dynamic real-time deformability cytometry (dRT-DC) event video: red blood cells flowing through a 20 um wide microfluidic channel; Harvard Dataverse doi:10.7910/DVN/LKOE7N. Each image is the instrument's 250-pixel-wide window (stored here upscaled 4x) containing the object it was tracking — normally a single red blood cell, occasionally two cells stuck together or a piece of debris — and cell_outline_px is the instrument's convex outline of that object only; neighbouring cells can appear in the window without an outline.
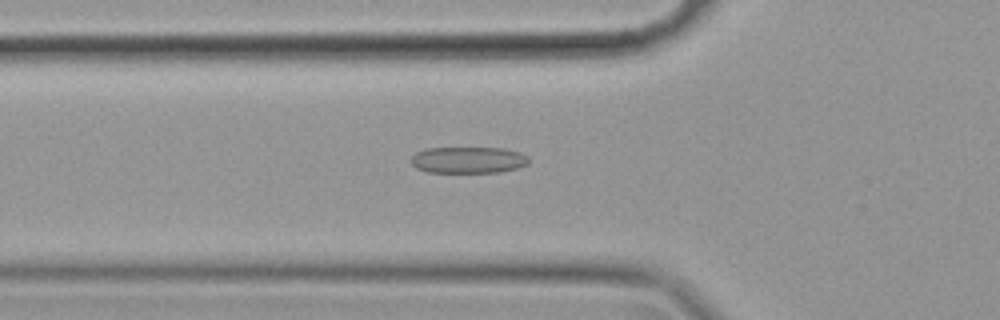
{"species": "common noctule bat (a hibernating species)", "species_latin": "Nyctalus noctula", "temperature_condition": "cold", "stored_images_in_passage": 57, "camera_frame_rate_fps": 3000, "um_per_image_px": 0.085, "animal": {"sex": "female", "body_mass_g": 19.9}, "frame": {"image": 1, "passage_image": 20, "time_ms": 6.333, "image_size_px": [1000, 320], "cell_outline_px": [[528, 164], [520, 168], [500, 172], [428, 172], [416, 168], [412, 164], [412, 156], [416, 152], [424, 148], [504, 148], [520, 152], [528, 156]], "centroid_in_image_um": [39.83, 13.59], "position_along_channel_um": 86.0, "area_um2": 18.26}}
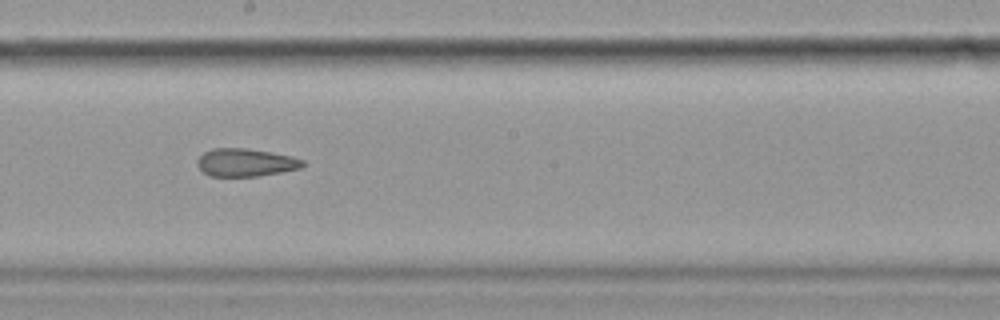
{"frame": {"image": 2, "passage_image": 32, "time_ms": 10.333, "image_size_px": [1000, 320], "cell_outline_px": [[304, 164], [300, 168], [280, 172], [256, 176], [208, 176], [196, 164], [196, 160], [204, 152], [212, 148], [244, 148], [292, 156], [304, 160]], "centroid_in_image_um": [20.84, 13.81], "position_along_channel_um": 227.4, "area_um2": 16.99}}
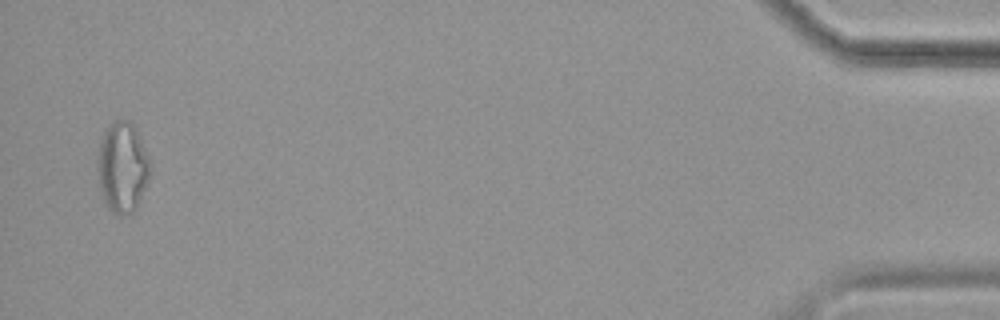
{"frame": {"image": 3, "passage_image": 56, "time_ms": 18.333, "image_size_px": [1000, 320], "cell_outline_px": [[148, 180], [136, 208], [128, 216], [120, 216], [112, 212], [108, 208], [104, 200], [100, 188], [100, 144], [104, 132], [116, 120], [128, 120], [136, 128], [148, 156]], "centroid_in_image_um": [10.43, 14.25], "position_along_channel_um": 424.8, "area_um2": 26.7}, "authors_computed_cell_mechanics": {"area_um2": 20.4034, "velocity_mm_per_s": 3.52, "shape_relaxation_time_tau1_ms": null, "shape_relaxation_time_tau2_ms": 2.3877, "deformation_change_tau1": null, "deformation_change_tau2": 0.1135}}